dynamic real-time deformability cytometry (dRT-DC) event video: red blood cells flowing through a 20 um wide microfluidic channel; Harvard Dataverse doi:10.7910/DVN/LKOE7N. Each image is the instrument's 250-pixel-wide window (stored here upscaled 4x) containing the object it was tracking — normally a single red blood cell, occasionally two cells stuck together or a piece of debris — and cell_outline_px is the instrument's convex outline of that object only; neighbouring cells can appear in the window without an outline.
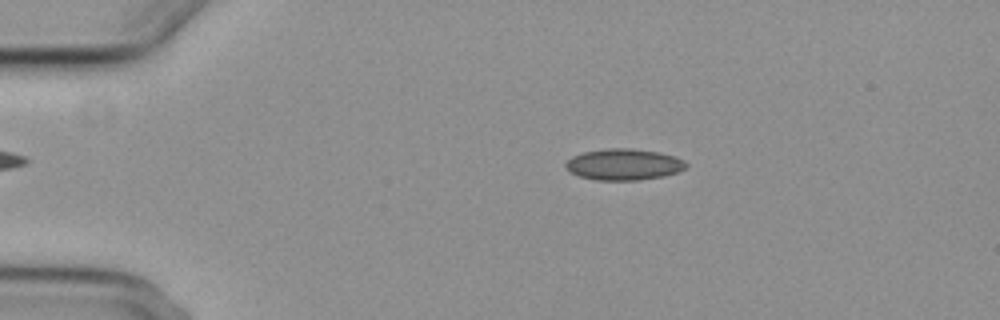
{"species": "common noctule bat (a hibernating species)", "species_latin": "Nyctalus noctula", "temperature_condition": "cold", "stored_images_in_passage": 7, "camera_frame_rate_fps": 3000, "um_per_image_px": 0.085, "animal": {"sex": "female", "body_mass_g": 29.2, "forearm_length_mm": 56.3}, "frame": {"image": 1, "passage_image": 3, "time_ms": 2.333, "image_size_px": [1000, 320], "cell_outline_px": [[688, 168], [680, 172], [664, 176], [636, 180], [596, 180], [580, 176], [564, 168], [564, 164], [572, 156], [584, 152], [604, 148], [632, 148], [660, 152], [676, 156], [684, 160], [688, 164]], "centroid_in_image_um": [53.07, 13.97], "position_along_channel_um": 31.9, "area_um2": 22.25}}
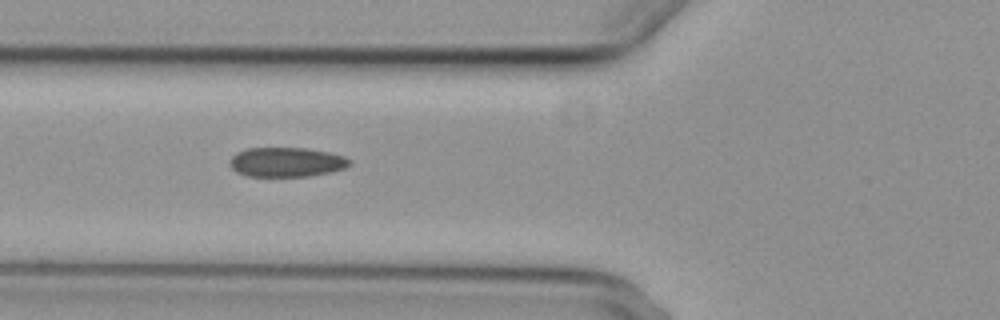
{"frame": {"image": 2, "passage_image": 6, "time_ms": 5.667, "image_size_px": [1000, 320], "cell_outline_px": [[352, 164], [344, 168], [332, 172], [308, 176], [244, 176], [236, 172], [228, 164], [228, 160], [236, 152], [248, 148], [308, 148], [328, 152], [344, 156], [352, 160]], "centroid_in_image_um": [24.34, 13.78], "position_along_channel_um": 101.5, "area_um2": 20.87}}
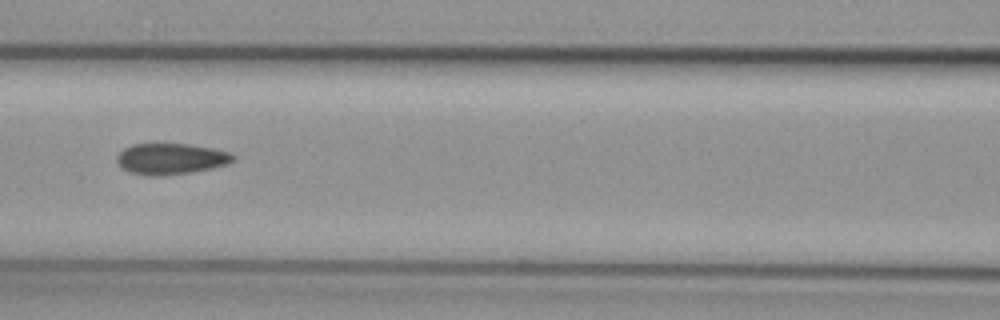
{"frame": {"image": 3, "passage_image": 7, "time_ms": 7.0, "image_size_px": [1000, 320], "cell_outline_px": [[236, 156], [228, 164], [212, 168], [192, 172], [160, 176], [148, 176], [128, 172], [120, 168], [116, 160], [116, 156], [124, 148], [132, 144], [188, 144], [212, 148], [228, 152]], "centroid_in_image_um": [14.48, 13.51], "position_along_channel_um": 152.1, "area_um2": 21.15}}